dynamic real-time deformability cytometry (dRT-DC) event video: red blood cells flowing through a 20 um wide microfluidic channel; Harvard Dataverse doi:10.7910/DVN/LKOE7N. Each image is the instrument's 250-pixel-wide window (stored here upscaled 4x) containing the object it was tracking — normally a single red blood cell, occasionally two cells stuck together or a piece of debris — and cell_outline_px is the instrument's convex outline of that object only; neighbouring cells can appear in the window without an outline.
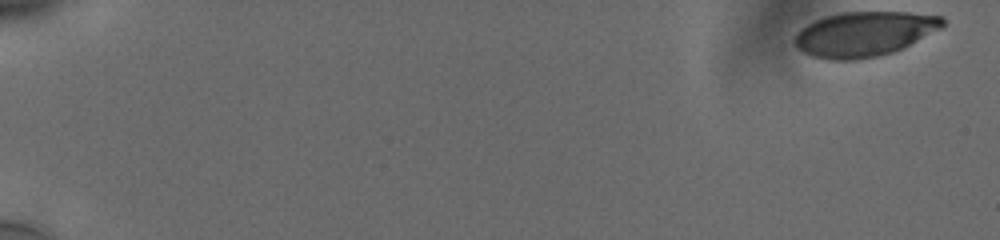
{"species": "human", "species_latin": "Homo sapiens", "temperature_condition": "cold", "stored_images_in_passage": 56, "camera_frame_rate_fps": 3000, "um_per_image_px": 0.085, "donor": {"sex": "male"}, "frame": {"image": 1, "passage_image": 1, "time_ms": 0.0, "image_size_px": [1000, 240], "cell_outline_px": [[944, 24], [940, 28], [904, 48], [880, 56], [856, 60], [828, 60], [812, 56], [804, 52], [792, 40], [796, 32], [808, 24], [824, 16], [840, 12], [908, 12], [944, 16]], "centroid_in_image_um": [73.46, 2.89], "position_along_channel_um": 11.5, "area_um2": 38.73}}
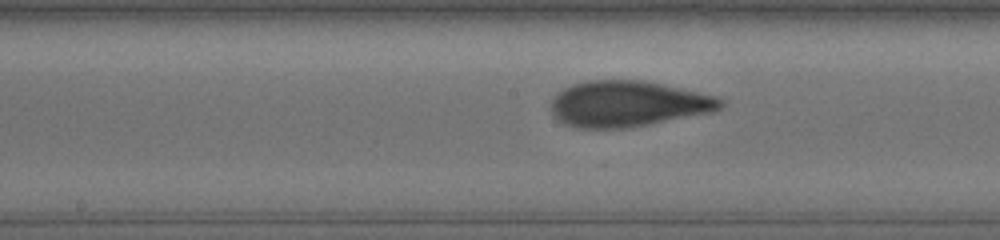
{"frame": {"image": 2, "passage_image": 31, "time_ms": 10.0, "image_size_px": [1000, 240], "cell_outline_px": [[724, 104], [720, 108], [712, 112], [628, 128], [576, 128], [564, 124], [552, 112], [552, 100], [556, 92], [572, 84], [588, 80], [640, 80], [660, 84], [716, 96], [724, 100]], "centroid_in_image_um": [53.35, 8.83], "position_along_channel_um": 194.9, "area_um2": 45.08}}
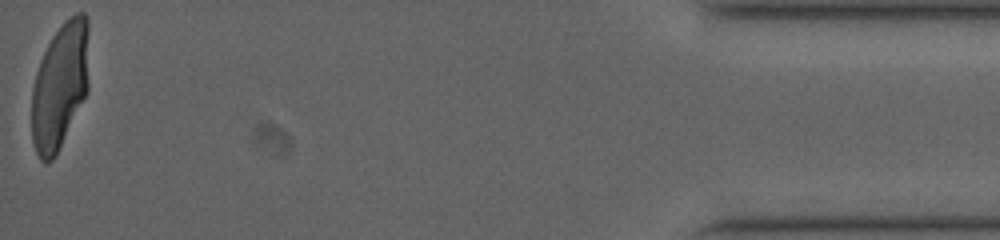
{"frame": {"image": 3, "passage_image": 56, "time_ms": 18.333, "image_size_px": [1000, 240], "cell_outline_px": [[88, 92], [52, 160], [44, 164], [40, 160], [36, 152], [32, 140], [32, 88], [36, 72], [40, 60], [52, 36], [64, 20], [76, 12], [84, 12], [88, 20]], "centroid_in_image_um": [5.1, 7.25], "position_along_channel_um": 430.1, "area_um2": 42.19}, "authors_computed_cell_mechanics": {"area_um2": 42.6564, "velocity_mm_per_s": 3.7695, "shape_relaxation_time_tau1_ms": 4.9997, "shape_relaxation_time_tau2_ms": 0.8721, "deformation_change_tau1": 0.1986, "deformation_change_tau2": 0.0623}}